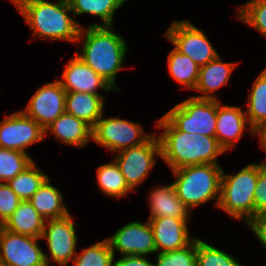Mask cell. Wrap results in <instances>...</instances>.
<instances>
[{
	"instance_id": "16",
	"label": "cell",
	"mask_w": 266,
	"mask_h": 266,
	"mask_svg": "<svg viewBox=\"0 0 266 266\" xmlns=\"http://www.w3.org/2000/svg\"><path fill=\"white\" fill-rule=\"evenodd\" d=\"M62 73V79L58 80L66 92L100 94L98 89L106 93L115 91L106 80L86 65L76 53L66 63Z\"/></svg>"
},
{
	"instance_id": "2",
	"label": "cell",
	"mask_w": 266,
	"mask_h": 266,
	"mask_svg": "<svg viewBox=\"0 0 266 266\" xmlns=\"http://www.w3.org/2000/svg\"><path fill=\"white\" fill-rule=\"evenodd\" d=\"M163 130L157 134L161 159L170 170L197 164H220L218 157L225 153L215 136H205L177 130L164 116L155 124Z\"/></svg>"
},
{
	"instance_id": "27",
	"label": "cell",
	"mask_w": 266,
	"mask_h": 266,
	"mask_svg": "<svg viewBox=\"0 0 266 266\" xmlns=\"http://www.w3.org/2000/svg\"><path fill=\"white\" fill-rule=\"evenodd\" d=\"M96 171V183L104 195L110 198H122L133 192L114 159L97 167Z\"/></svg>"
},
{
	"instance_id": "8",
	"label": "cell",
	"mask_w": 266,
	"mask_h": 266,
	"mask_svg": "<svg viewBox=\"0 0 266 266\" xmlns=\"http://www.w3.org/2000/svg\"><path fill=\"white\" fill-rule=\"evenodd\" d=\"M114 158L126 183L133 192H138L136 187L142 184L150 171L157 164L156 160L161 158V146L157 132L142 145L130 147L118 152Z\"/></svg>"
},
{
	"instance_id": "34",
	"label": "cell",
	"mask_w": 266,
	"mask_h": 266,
	"mask_svg": "<svg viewBox=\"0 0 266 266\" xmlns=\"http://www.w3.org/2000/svg\"><path fill=\"white\" fill-rule=\"evenodd\" d=\"M21 201L7 183H0V226L18 208Z\"/></svg>"
},
{
	"instance_id": "28",
	"label": "cell",
	"mask_w": 266,
	"mask_h": 266,
	"mask_svg": "<svg viewBox=\"0 0 266 266\" xmlns=\"http://www.w3.org/2000/svg\"><path fill=\"white\" fill-rule=\"evenodd\" d=\"M47 178L48 175L37 167L34 160L7 184L24 201L29 200Z\"/></svg>"
},
{
	"instance_id": "13",
	"label": "cell",
	"mask_w": 266,
	"mask_h": 266,
	"mask_svg": "<svg viewBox=\"0 0 266 266\" xmlns=\"http://www.w3.org/2000/svg\"><path fill=\"white\" fill-rule=\"evenodd\" d=\"M106 239L115 258L117 252L120 256L156 254L154 234L149 221L146 223L139 221L125 223Z\"/></svg>"
},
{
	"instance_id": "7",
	"label": "cell",
	"mask_w": 266,
	"mask_h": 266,
	"mask_svg": "<svg viewBox=\"0 0 266 266\" xmlns=\"http://www.w3.org/2000/svg\"><path fill=\"white\" fill-rule=\"evenodd\" d=\"M103 115L92 127V141L110 152H120L145 143L153 133H146L143 127L133 121L119 117L104 118Z\"/></svg>"
},
{
	"instance_id": "40",
	"label": "cell",
	"mask_w": 266,
	"mask_h": 266,
	"mask_svg": "<svg viewBox=\"0 0 266 266\" xmlns=\"http://www.w3.org/2000/svg\"><path fill=\"white\" fill-rule=\"evenodd\" d=\"M0 266H6V265L0 260Z\"/></svg>"
},
{
	"instance_id": "12",
	"label": "cell",
	"mask_w": 266,
	"mask_h": 266,
	"mask_svg": "<svg viewBox=\"0 0 266 266\" xmlns=\"http://www.w3.org/2000/svg\"><path fill=\"white\" fill-rule=\"evenodd\" d=\"M39 239L0 226V260L6 266H47Z\"/></svg>"
},
{
	"instance_id": "25",
	"label": "cell",
	"mask_w": 266,
	"mask_h": 266,
	"mask_svg": "<svg viewBox=\"0 0 266 266\" xmlns=\"http://www.w3.org/2000/svg\"><path fill=\"white\" fill-rule=\"evenodd\" d=\"M167 57V67L172 79L187 90L196 88L199 78L200 66L189 56L173 48Z\"/></svg>"
},
{
	"instance_id": "30",
	"label": "cell",
	"mask_w": 266,
	"mask_h": 266,
	"mask_svg": "<svg viewBox=\"0 0 266 266\" xmlns=\"http://www.w3.org/2000/svg\"><path fill=\"white\" fill-rule=\"evenodd\" d=\"M33 161L28 153L0 148V183L13 179Z\"/></svg>"
},
{
	"instance_id": "35",
	"label": "cell",
	"mask_w": 266,
	"mask_h": 266,
	"mask_svg": "<svg viewBox=\"0 0 266 266\" xmlns=\"http://www.w3.org/2000/svg\"><path fill=\"white\" fill-rule=\"evenodd\" d=\"M266 214V164L258 163V180L254 191V217Z\"/></svg>"
},
{
	"instance_id": "26",
	"label": "cell",
	"mask_w": 266,
	"mask_h": 266,
	"mask_svg": "<svg viewBox=\"0 0 266 266\" xmlns=\"http://www.w3.org/2000/svg\"><path fill=\"white\" fill-rule=\"evenodd\" d=\"M128 0H68L73 15H92L102 26H114V15Z\"/></svg>"
},
{
	"instance_id": "36",
	"label": "cell",
	"mask_w": 266,
	"mask_h": 266,
	"mask_svg": "<svg viewBox=\"0 0 266 266\" xmlns=\"http://www.w3.org/2000/svg\"><path fill=\"white\" fill-rule=\"evenodd\" d=\"M246 225L250 227L256 239L266 249V214L253 217Z\"/></svg>"
},
{
	"instance_id": "18",
	"label": "cell",
	"mask_w": 266,
	"mask_h": 266,
	"mask_svg": "<svg viewBox=\"0 0 266 266\" xmlns=\"http://www.w3.org/2000/svg\"><path fill=\"white\" fill-rule=\"evenodd\" d=\"M238 62H224L220 55L200 67L198 83L194 91L200 95H193L195 98L207 100H220L215 93L218 89L227 85L230 77L236 69Z\"/></svg>"
},
{
	"instance_id": "17",
	"label": "cell",
	"mask_w": 266,
	"mask_h": 266,
	"mask_svg": "<svg viewBox=\"0 0 266 266\" xmlns=\"http://www.w3.org/2000/svg\"><path fill=\"white\" fill-rule=\"evenodd\" d=\"M189 219L169 216L148 219L154 234L156 253L183 249L195 239L189 232Z\"/></svg>"
},
{
	"instance_id": "37",
	"label": "cell",
	"mask_w": 266,
	"mask_h": 266,
	"mask_svg": "<svg viewBox=\"0 0 266 266\" xmlns=\"http://www.w3.org/2000/svg\"><path fill=\"white\" fill-rule=\"evenodd\" d=\"M148 256H122L115 260L114 266H155V263L147 259Z\"/></svg>"
},
{
	"instance_id": "1",
	"label": "cell",
	"mask_w": 266,
	"mask_h": 266,
	"mask_svg": "<svg viewBox=\"0 0 266 266\" xmlns=\"http://www.w3.org/2000/svg\"><path fill=\"white\" fill-rule=\"evenodd\" d=\"M80 42V54L75 53L119 93L116 79L128 53L122 35L115 31L114 26L92 23L80 29L76 44Z\"/></svg>"
},
{
	"instance_id": "6",
	"label": "cell",
	"mask_w": 266,
	"mask_h": 266,
	"mask_svg": "<svg viewBox=\"0 0 266 266\" xmlns=\"http://www.w3.org/2000/svg\"><path fill=\"white\" fill-rule=\"evenodd\" d=\"M217 100L199 99L193 96L174 105L163 116L183 132L215 136Z\"/></svg>"
},
{
	"instance_id": "15",
	"label": "cell",
	"mask_w": 266,
	"mask_h": 266,
	"mask_svg": "<svg viewBox=\"0 0 266 266\" xmlns=\"http://www.w3.org/2000/svg\"><path fill=\"white\" fill-rule=\"evenodd\" d=\"M222 104L220 100H217L215 137L225 152H228L236 147L244 135V130H249L252 138L256 136V133L249 125L242 107Z\"/></svg>"
},
{
	"instance_id": "5",
	"label": "cell",
	"mask_w": 266,
	"mask_h": 266,
	"mask_svg": "<svg viewBox=\"0 0 266 266\" xmlns=\"http://www.w3.org/2000/svg\"><path fill=\"white\" fill-rule=\"evenodd\" d=\"M258 180V163H249L236 174L222 170L218 209L245 224L254 217V191Z\"/></svg>"
},
{
	"instance_id": "10",
	"label": "cell",
	"mask_w": 266,
	"mask_h": 266,
	"mask_svg": "<svg viewBox=\"0 0 266 266\" xmlns=\"http://www.w3.org/2000/svg\"><path fill=\"white\" fill-rule=\"evenodd\" d=\"M163 35L176 50L189 56L200 67L220 55L202 29L189 20H173Z\"/></svg>"
},
{
	"instance_id": "31",
	"label": "cell",
	"mask_w": 266,
	"mask_h": 266,
	"mask_svg": "<svg viewBox=\"0 0 266 266\" xmlns=\"http://www.w3.org/2000/svg\"><path fill=\"white\" fill-rule=\"evenodd\" d=\"M197 266H243L231 254L197 238Z\"/></svg>"
},
{
	"instance_id": "33",
	"label": "cell",
	"mask_w": 266,
	"mask_h": 266,
	"mask_svg": "<svg viewBox=\"0 0 266 266\" xmlns=\"http://www.w3.org/2000/svg\"><path fill=\"white\" fill-rule=\"evenodd\" d=\"M156 254L155 266H197V237L183 249Z\"/></svg>"
},
{
	"instance_id": "3",
	"label": "cell",
	"mask_w": 266,
	"mask_h": 266,
	"mask_svg": "<svg viewBox=\"0 0 266 266\" xmlns=\"http://www.w3.org/2000/svg\"><path fill=\"white\" fill-rule=\"evenodd\" d=\"M16 9L34 37L49 42L60 40L76 44L80 29L84 27L68 15L73 13L68 0H23Z\"/></svg>"
},
{
	"instance_id": "23",
	"label": "cell",
	"mask_w": 266,
	"mask_h": 266,
	"mask_svg": "<svg viewBox=\"0 0 266 266\" xmlns=\"http://www.w3.org/2000/svg\"><path fill=\"white\" fill-rule=\"evenodd\" d=\"M45 219L37 212L29 200L21 201L18 208L2 227L12 233L41 238Z\"/></svg>"
},
{
	"instance_id": "21",
	"label": "cell",
	"mask_w": 266,
	"mask_h": 266,
	"mask_svg": "<svg viewBox=\"0 0 266 266\" xmlns=\"http://www.w3.org/2000/svg\"><path fill=\"white\" fill-rule=\"evenodd\" d=\"M104 95L87 92H66L65 112L93 127L104 113Z\"/></svg>"
},
{
	"instance_id": "19",
	"label": "cell",
	"mask_w": 266,
	"mask_h": 266,
	"mask_svg": "<svg viewBox=\"0 0 266 266\" xmlns=\"http://www.w3.org/2000/svg\"><path fill=\"white\" fill-rule=\"evenodd\" d=\"M47 133L65 145L83 148L92 140V127L85 121L64 112L45 129Z\"/></svg>"
},
{
	"instance_id": "20",
	"label": "cell",
	"mask_w": 266,
	"mask_h": 266,
	"mask_svg": "<svg viewBox=\"0 0 266 266\" xmlns=\"http://www.w3.org/2000/svg\"><path fill=\"white\" fill-rule=\"evenodd\" d=\"M154 186L149 192L150 216L148 219L158 217L189 218L190 211L177 195L172 183L169 185Z\"/></svg>"
},
{
	"instance_id": "9",
	"label": "cell",
	"mask_w": 266,
	"mask_h": 266,
	"mask_svg": "<svg viewBox=\"0 0 266 266\" xmlns=\"http://www.w3.org/2000/svg\"><path fill=\"white\" fill-rule=\"evenodd\" d=\"M75 228V221L70 213L62 218L45 220L41 239L46 240L50 253H44L47 266H54L52 261L58 266H68L70 261L73 262L78 243Z\"/></svg>"
},
{
	"instance_id": "4",
	"label": "cell",
	"mask_w": 266,
	"mask_h": 266,
	"mask_svg": "<svg viewBox=\"0 0 266 266\" xmlns=\"http://www.w3.org/2000/svg\"><path fill=\"white\" fill-rule=\"evenodd\" d=\"M222 170L220 164L188 165L171 170L175 179L172 185L190 212L213 199L218 208Z\"/></svg>"
},
{
	"instance_id": "22",
	"label": "cell",
	"mask_w": 266,
	"mask_h": 266,
	"mask_svg": "<svg viewBox=\"0 0 266 266\" xmlns=\"http://www.w3.org/2000/svg\"><path fill=\"white\" fill-rule=\"evenodd\" d=\"M51 181L48 177L29 199L32 206L45 220L62 218L70 213L64 203L62 192L52 185Z\"/></svg>"
},
{
	"instance_id": "24",
	"label": "cell",
	"mask_w": 266,
	"mask_h": 266,
	"mask_svg": "<svg viewBox=\"0 0 266 266\" xmlns=\"http://www.w3.org/2000/svg\"><path fill=\"white\" fill-rule=\"evenodd\" d=\"M249 92L245 114L249 125L256 133L266 126V67L255 78Z\"/></svg>"
},
{
	"instance_id": "11",
	"label": "cell",
	"mask_w": 266,
	"mask_h": 266,
	"mask_svg": "<svg viewBox=\"0 0 266 266\" xmlns=\"http://www.w3.org/2000/svg\"><path fill=\"white\" fill-rule=\"evenodd\" d=\"M45 137V130L22 110L5 115L0 122V148L27 153L30 145Z\"/></svg>"
},
{
	"instance_id": "38",
	"label": "cell",
	"mask_w": 266,
	"mask_h": 266,
	"mask_svg": "<svg viewBox=\"0 0 266 266\" xmlns=\"http://www.w3.org/2000/svg\"><path fill=\"white\" fill-rule=\"evenodd\" d=\"M256 136H259L260 146L263 149V151L266 152V126L262 127L258 132H256ZM265 161L262 163L266 164Z\"/></svg>"
},
{
	"instance_id": "39",
	"label": "cell",
	"mask_w": 266,
	"mask_h": 266,
	"mask_svg": "<svg viewBox=\"0 0 266 266\" xmlns=\"http://www.w3.org/2000/svg\"><path fill=\"white\" fill-rule=\"evenodd\" d=\"M12 5L16 8L23 0H10Z\"/></svg>"
},
{
	"instance_id": "29",
	"label": "cell",
	"mask_w": 266,
	"mask_h": 266,
	"mask_svg": "<svg viewBox=\"0 0 266 266\" xmlns=\"http://www.w3.org/2000/svg\"><path fill=\"white\" fill-rule=\"evenodd\" d=\"M72 263L73 266H114V254L105 238L77 252Z\"/></svg>"
},
{
	"instance_id": "32",
	"label": "cell",
	"mask_w": 266,
	"mask_h": 266,
	"mask_svg": "<svg viewBox=\"0 0 266 266\" xmlns=\"http://www.w3.org/2000/svg\"><path fill=\"white\" fill-rule=\"evenodd\" d=\"M237 7V19L266 37V0H249Z\"/></svg>"
},
{
	"instance_id": "14",
	"label": "cell",
	"mask_w": 266,
	"mask_h": 266,
	"mask_svg": "<svg viewBox=\"0 0 266 266\" xmlns=\"http://www.w3.org/2000/svg\"><path fill=\"white\" fill-rule=\"evenodd\" d=\"M65 96L61 82L54 79L38 87L22 111L45 129L65 112Z\"/></svg>"
}]
</instances>
